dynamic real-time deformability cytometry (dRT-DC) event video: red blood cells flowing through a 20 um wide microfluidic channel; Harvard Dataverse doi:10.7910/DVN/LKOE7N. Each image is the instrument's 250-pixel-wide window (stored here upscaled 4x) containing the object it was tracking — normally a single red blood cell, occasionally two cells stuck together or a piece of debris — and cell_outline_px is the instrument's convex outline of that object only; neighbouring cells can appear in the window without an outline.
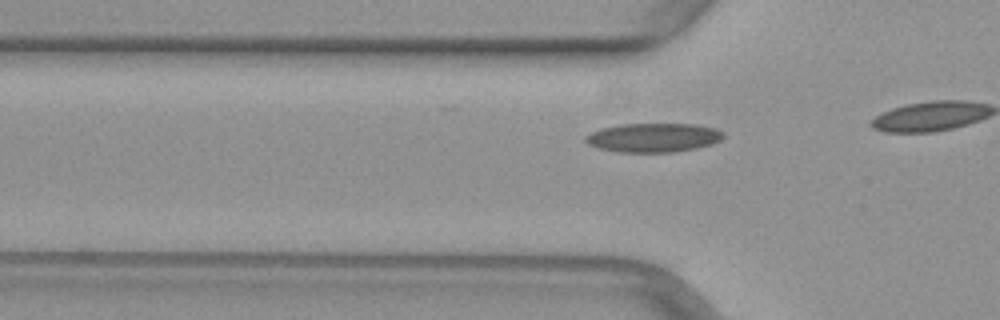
{"species": "common noctule bat (a hibernating species)", "species_latin": "Nyctalus noctula", "temperature_condition": "warm", "stored_images_in_passage": 17, "camera_frame_rate_fps": 3000, "um_per_image_px": 0.085, "animal": {"sex": "female", "body_mass_g": 29.2, "forearm_length_mm": 56.3}, "frame": {"image": 1, "passage_image": 14, "time_ms": 4.333, "image_size_px": [1000, 320], "cell_outline_px": [[724, 136], [720, 140], [712, 144], [696, 148], [672, 152], [616, 152], [600, 148], [588, 144], [584, 140], [584, 136], [600, 128], [620, 124], [696, 124], [716, 128], [724, 132]], "centroid_in_image_um": [55.54, 11.69], "position_along_channel_um": 70.3, "area_um2": 23.41}}